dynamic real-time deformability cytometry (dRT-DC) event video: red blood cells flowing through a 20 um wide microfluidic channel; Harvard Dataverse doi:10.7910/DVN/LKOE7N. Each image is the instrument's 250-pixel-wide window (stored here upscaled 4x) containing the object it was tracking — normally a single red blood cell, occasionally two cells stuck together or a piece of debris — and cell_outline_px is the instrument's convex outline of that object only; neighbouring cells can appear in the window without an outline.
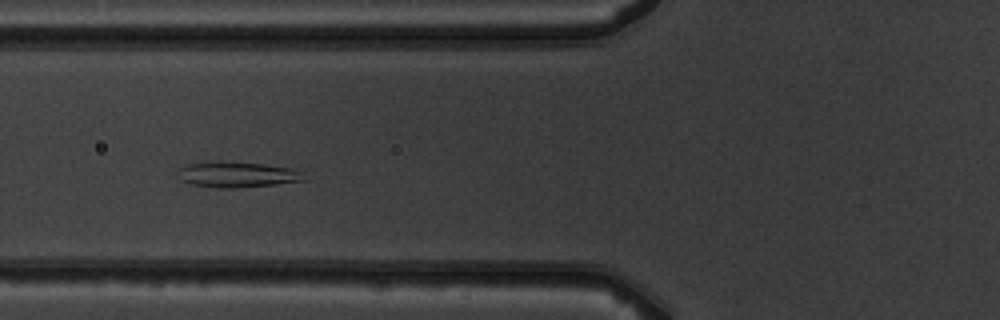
{"species": "common noctule bat (a hibernating species)", "species_latin": "Nyctalus noctula", "temperature_condition": "warm", "stored_images_in_passage": 8, "camera_frame_rate_fps": 3000, "um_per_image_px": 0.085, "animal": {"sex": "male", "body_mass_g": 19.5, "forearm_length_mm": 54.6}, "frame": {"image": 1, "passage_image": 5, "time_ms": 5.333, "image_size_px": [1000, 320], "cell_outline_px": [[308, 180], [276, 184], [236, 188], [216, 188], [192, 184], [180, 180], [180, 168], [188, 164], [208, 160], [212, 160], [260, 164], [304, 168]], "centroid_in_image_um": [20.3, 14.82], "position_along_channel_um": 105.5, "area_um2": 19.42}}
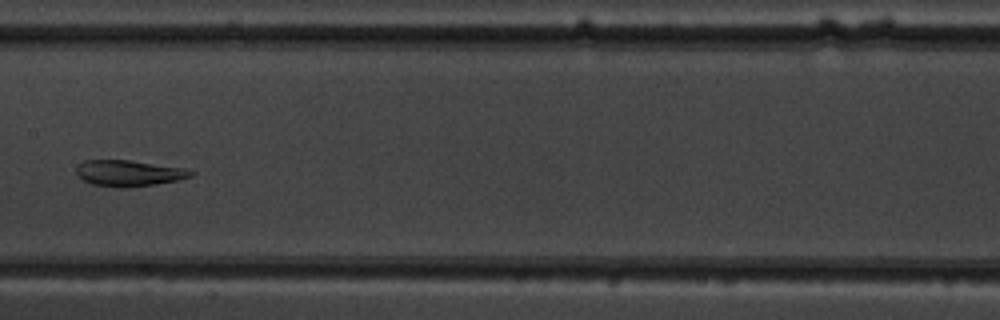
{"frame": {"image": 2, "passage_image": 7, "time_ms": 7.667, "image_size_px": [1000, 320], "cell_outline_px": [[196, 172], [192, 176], [180, 180], [156, 184], [120, 188], [92, 184], [84, 180], [76, 172], [76, 168], [84, 160], [128, 160], [184, 168]], "centroid_in_image_um": [10.98, 14.72], "position_along_channel_um": 196.4, "area_um2": 17.28}}
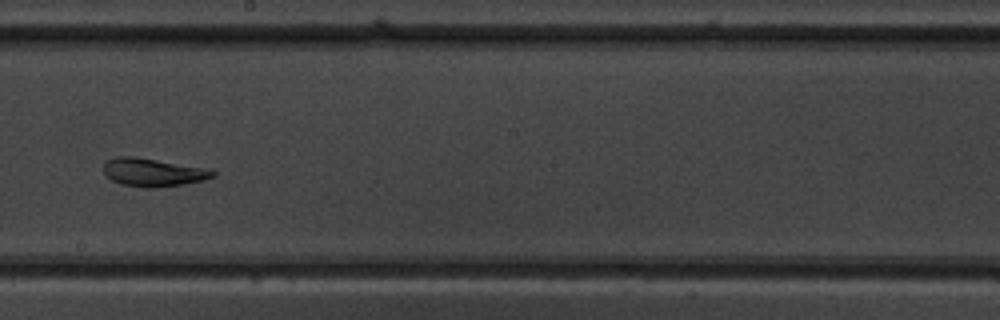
{"frame": {"image": 3, "passage_image": 8, "time_ms": 8.667, "image_size_px": [1000, 320], "cell_outline_px": [[216, 176], [204, 180], [184, 184], [152, 188], [144, 188], [120, 184], [112, 180], [104, 172], [104, 164], [108, 160], [116, 156], [132, 156], [208, 168], [216, 172]], "centroid_in_image_um": [13.03, 14.65], "position_along_channel_um": 235.2, "area_um2": 17.92}}